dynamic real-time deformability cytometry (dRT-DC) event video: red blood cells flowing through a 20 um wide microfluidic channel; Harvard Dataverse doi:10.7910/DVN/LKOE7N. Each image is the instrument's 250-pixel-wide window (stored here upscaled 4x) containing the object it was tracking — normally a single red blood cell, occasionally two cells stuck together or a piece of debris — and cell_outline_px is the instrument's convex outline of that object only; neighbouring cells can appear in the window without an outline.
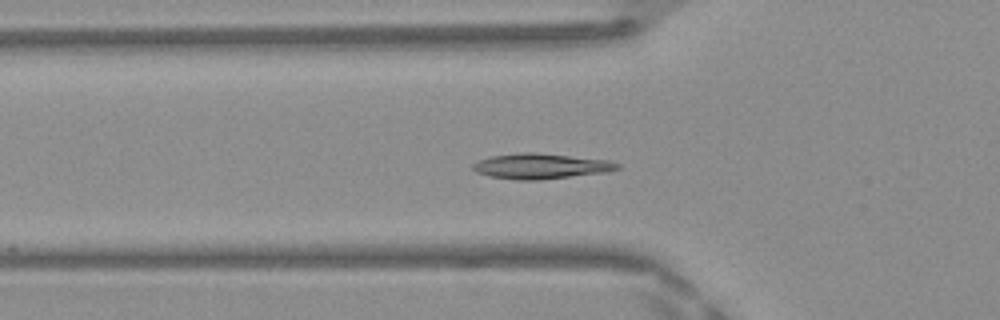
{"species": "Egyptian fruit bat (a non-hibernating species)", "species_latin": "Rousettus aegyptiacus", "temperature_condition": "warm", "stored_images_in_passage": 25, "camera_frame_rate_fps": 3000, "um_per_image_px": 0.085, "frame": {"image": 1, "passage_image": 17, "time_ms": 5.333, "image_size_px": [1000, 320], "cell_outline_px": [[620, 168], [608, 172], [540, 180], [516, 180], [488, 176], [476, 172], [472, 168], [472, 164], [480, 160], [492, 156], [520, 152], [536, 152], [608, 160], [620, 164]], "centroid_in_image_um": [45.97, 14.13], "position_along_channel_um": 79.8, "area_um2": 21.44}}
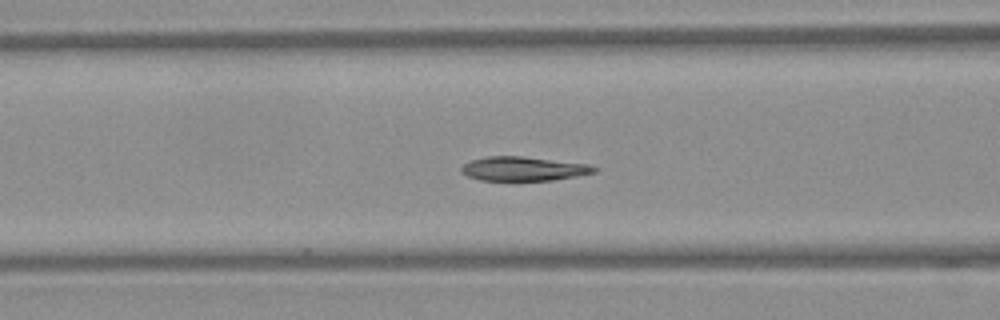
{"frame": {"image": 2, "passage_image": 20, "time_ms": 6.333, "image_size_px": [1000, 320], "cell_outline_px": [[596, 172], [576, 176], [552, 180], [480, 180], [468, 176], [460, 172], [460, 168], [464, 164], [472, 160], [488, 156], [524, 156], [588, 164], [596, 168]], "centroid_in_image_um": [44.47, 14.34], "position_along_channel_um": 122.1, "area_um2": 18.55}}
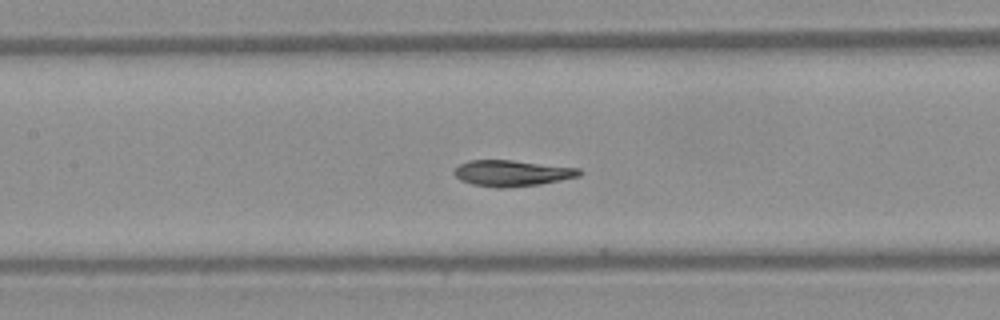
{"frame": {"image": 3, "passage_image": 23, "time_ms": 7.333, "image_size_px": [1000, 320], "cell_outline_px": [[584, 172], [580, 176], [540, 184], [500, 188], [496, 188], [472, 184], [460, 180], [452, 172], [460, 164], [468, 160], [512, 160], [580, 168]], "centroid_in_image_um": [43.53, 14.71], "position_along_channel_um": 163.9, "area_um2": 19.02}}